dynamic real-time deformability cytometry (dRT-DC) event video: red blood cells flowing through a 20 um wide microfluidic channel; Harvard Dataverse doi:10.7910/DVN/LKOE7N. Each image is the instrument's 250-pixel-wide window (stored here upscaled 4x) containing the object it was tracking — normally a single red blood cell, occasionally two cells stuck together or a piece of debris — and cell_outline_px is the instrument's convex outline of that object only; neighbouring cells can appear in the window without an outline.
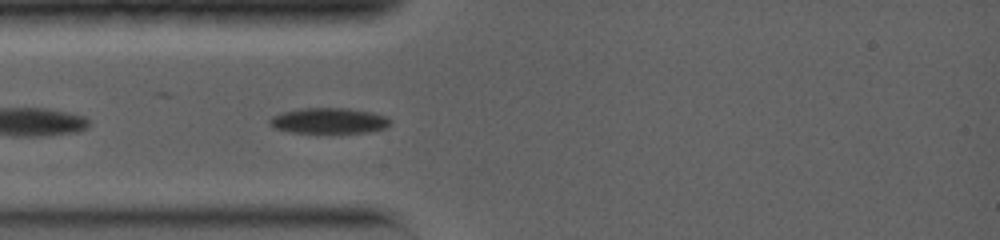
{"species": "common noctule bat (a hibernating species)", "species_latin": "Nyctalus noctula", "temperature_condition": "warm", "stored_images_in_passage": 3, "camera_frame_rate_fps": 5000, "um_per_image_px": 0.085, "animal": {"sex": "female", "body_mass_g": 19.0, "forearm_length_mm": 56.7}, "frame": {"image": 1, "passage_image": 1, "time_ms": 0.0, "image_size_px": [1000, 240], "cell_outline_px": [[392, 124], [388, 128], [368, 132], [292, 132], [276, 128], [268, 124], [268, 120], [272, 116], [280, 112], [300, 108], [348, 108], [372, 112], [384, 116], [392, 120]], "centroid_in_image_um": [27.98, 10.25], "position_along_channel_um": 57.0, "area_um2": 18.09}}